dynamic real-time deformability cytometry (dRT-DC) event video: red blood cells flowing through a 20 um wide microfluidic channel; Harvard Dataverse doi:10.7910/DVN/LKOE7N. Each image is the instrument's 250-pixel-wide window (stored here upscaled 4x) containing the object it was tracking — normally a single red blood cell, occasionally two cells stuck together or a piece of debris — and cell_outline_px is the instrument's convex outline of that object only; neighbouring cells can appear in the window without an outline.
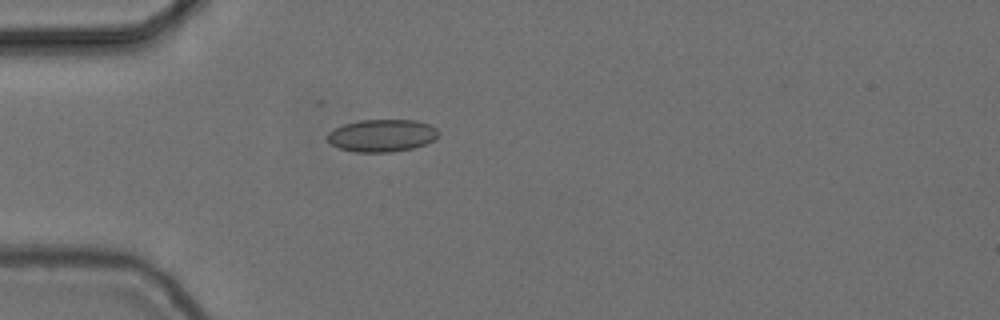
{"species": "common noctule bat (a hibernating species)", "species_latin": "Nyctalus noctula", "temperature_condition": "cold", "stored_images_in_passage": 42, "camera_frame_rate_fps": 3000, "um_per_image_px": 0.085, "animal": {"sex": "female", "body_mass_g": 24.6, "forearm_length_mm": 56.2}, "frame": {"image": 1, "passage_image": 3, "time_ms": 0.667, "image_size_px": [1000, 320], "cell_outline_px": [[440, 132], [432, 140], [424, 144], [412, 148], [392, 152], [356, 152], [340, 148], [332, 144], [328, 140], [328, 132], [344, 124], [360, 120], [416, 120], [428, 124], [436, 128]], "centroid_in_image_um": [32.47, 11.51], "position_along_channel_um": 52.5, "area_um2": 20.75}}
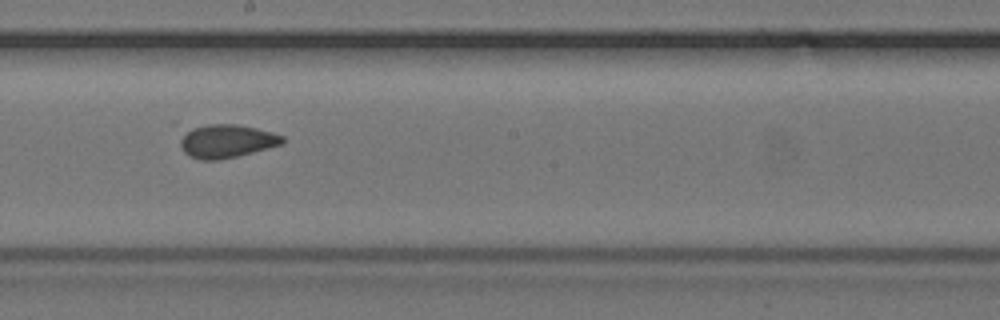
{"frame": {"image": 2, "passage_image": 18, "time_ms": 5.667, "image_size_px": [1000, 320], "cell_outline_px": [[284, 144], [236, 156], [216, 160], [200, 160], [188, 156], [180, 148], [180, 140], [184, 128], [208, 124], [236, 124], [256, 128], [272, 132], [284, 136]], "centroid_in_image_um": [19.2, 11.98], "position_along_channel_um": 229.0, "area_um2": 20.17}}
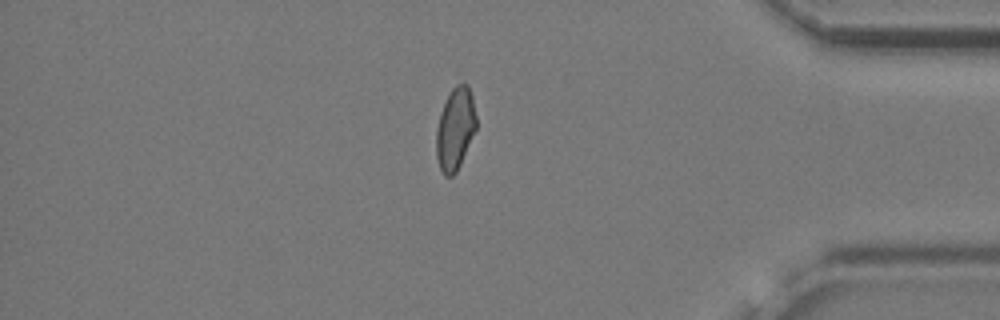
{"frame": {"image": 3, "passage_image": 34, "time_ms": 11.0, "image_size_px": [1000, 320], "cell_outline_px": [[476, 128], [460, 164], [456, 172], [452, 176], [444, 176], [440, 168], [436, 156], [436, 128], [440, 112], [452, 88], [456, 84], [468, 84], [472, 96], [476, 116]], "centroid_in_image_um": [38.68, 10.95], "position_along_channel_um": 396.5, "area_um2": 19.02}, "authors_computed_cell_mechanics": {"area_um2": 19.5942, "velocity_mm_per_s": 3.7291, "shape_relaxation_time_tau1_ms": 5.7726, "shape_relaxation_time_tau2_ms": null, "deformation_change_tau1": 0.1063, "deformation_change_tau2": null}}